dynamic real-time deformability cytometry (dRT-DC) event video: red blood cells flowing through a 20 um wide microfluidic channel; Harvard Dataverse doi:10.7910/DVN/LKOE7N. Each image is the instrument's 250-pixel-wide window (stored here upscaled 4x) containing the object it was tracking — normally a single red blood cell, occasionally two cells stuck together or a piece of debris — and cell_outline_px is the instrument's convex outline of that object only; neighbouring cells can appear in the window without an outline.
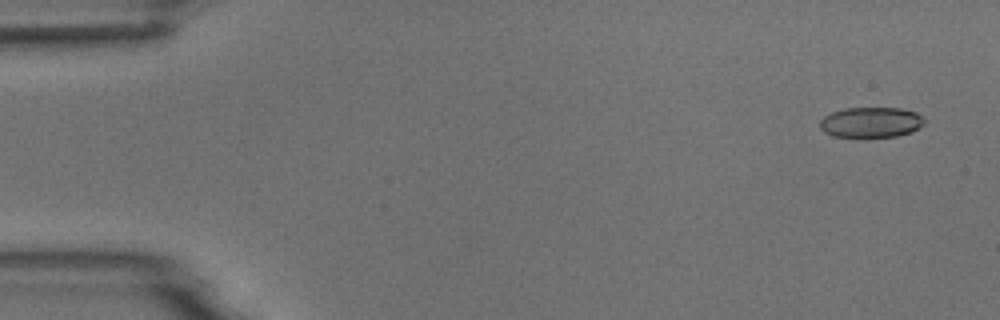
{"species": "common noctule bat (a hibernating species)", "species_latin": "Nyctalus noctula", "temperature_condition": "room temperature", "stored_images_in_passage": 5, "camera_frame_rate_fps": 3000, "um_per_image_px": 0.085, "animal": {"sex": "male", "body_mass_g": 18.8}, "frame": {"image": 1, "passage_image": 1, "time_ms": 0.0, "image_size_px": [1000, 320], "cell_outline_px": [[924, 124], [912, 132], [896, 136], [832, 136], [824, 132], [820, 128], [820, 120], [824, 116], [832, 112], [844, 108], [900, 108], [916, 112], [924, 116]], "centroid_in_image_um": [74.05, 10.38], "position_along_channel_um": 11.0, "area_um2": 18.44}}